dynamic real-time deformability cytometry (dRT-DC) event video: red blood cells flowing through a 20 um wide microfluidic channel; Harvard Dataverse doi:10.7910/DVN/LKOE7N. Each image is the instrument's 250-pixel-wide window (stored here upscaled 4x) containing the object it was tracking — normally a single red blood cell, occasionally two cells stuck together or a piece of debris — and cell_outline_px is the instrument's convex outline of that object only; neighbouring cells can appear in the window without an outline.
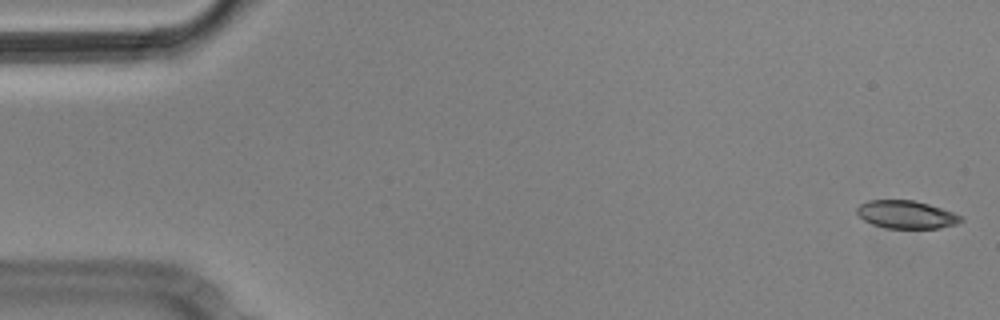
{"species": "Egyptian fruit bat (a non-hibernating species)", "species_latin": "Rousettus aegyptiacus", "temperature_condition": "cold", "stored_images_in_passage": 9, "camera_frame_rate_fps": 3000, "um_per_image_px": 0.085, "animal": {"sex": "male"}, "frame": {"image": 1, "passage_image": 1, "time_ms": 0.0, "image_size_px": [1000, 320], "cell_outline_px": [[964, 220], [956, 224], [940, 228], [884, 228], [872, 224], [864, 220], [856, 212], [856, 208], [860, 204], [868, 200], [912, 200], [928, 204], [952, 212], [960, 216]], "centroid_in_image_um": [77.0, 18.24], "position_along_channel_um": 8.0, "area_um2": 16.82}}